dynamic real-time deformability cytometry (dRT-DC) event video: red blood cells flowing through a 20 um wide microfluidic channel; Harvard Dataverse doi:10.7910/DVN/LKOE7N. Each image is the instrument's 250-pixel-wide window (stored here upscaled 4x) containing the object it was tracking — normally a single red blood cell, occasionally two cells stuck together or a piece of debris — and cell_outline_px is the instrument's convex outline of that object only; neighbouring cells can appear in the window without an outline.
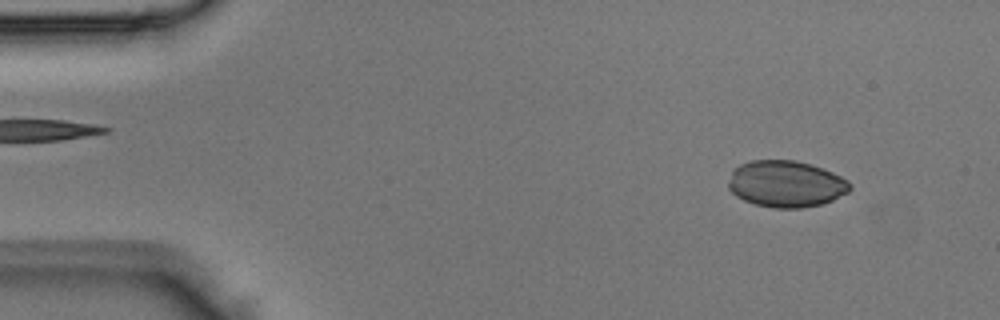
{"species": "Egyptian fruit bat (a non-hibernating species)", "species_latin": "Rousettus aegyptiacus", "temperature_condition": "room temperature", "stored_images_in_passage": 2, "camera_frame_rate_fps": 3000, "um_per_image_px": 0.085, "animal": {"sex": "male"}, "frame": {"image": 1, "passage_image": 1, "time_ms": 0.0, "image_size_px": [1000, 320], "cell_outline_px": [[852, 188], [848, 192], [832, 200], [820, 204], [800, 208], [772, 208], [756, 204], [744, 200], [736, 196], [728, 188], [728, 180], [732, 172], [740, 164], [752, 160], [796, 160], [832, 172], [848, 180], [852, 184]], "centroid_in_image_um": [66.8, 15.63], "position_along_channel_um": 18.2, "area_um2": 32.89}}
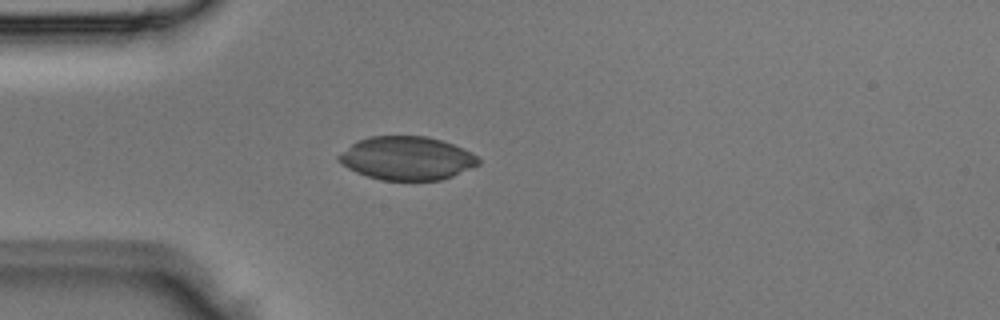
{"frame": {"image": 2, "passage_image": 2, "time_ms": 0.333, "image_size_px": [1000, 320], "cell_outline_px": [[480, 164], [452, 176], [440, 180], [380, 180], [356, 172], [348, 168], [336, 160], [336, 156], [340, 152], [356, 140], [368, 136], [428, 136], [464, 148], [472, 152], [480, 160]], "centroid_in_image_um": [34.55, 13.44], "position_along_channel_um": 50.5, "area_um2": 35.55}}